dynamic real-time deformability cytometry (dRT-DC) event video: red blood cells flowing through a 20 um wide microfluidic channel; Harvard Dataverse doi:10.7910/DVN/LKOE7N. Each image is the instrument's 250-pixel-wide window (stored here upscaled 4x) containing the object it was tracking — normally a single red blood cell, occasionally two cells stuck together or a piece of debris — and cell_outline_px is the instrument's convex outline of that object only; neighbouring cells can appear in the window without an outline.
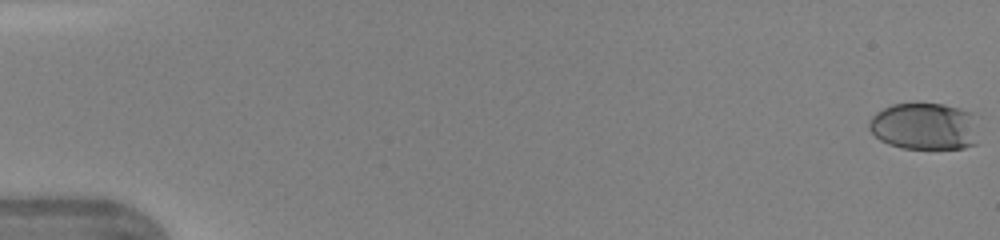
{"species": "human", "species_latin": "Homo sapiens", "temperature_condition": "warm", "stored_images_in_passage": 47, "camera_frame_rate_fps": 3000, "um_per_image_px": 0.085, "donor": {"sex": "female"}, "frame": {"image": 1, "passage_image": 1, "time_ms": 0.0, "image_size_px": [1000, 240], "cell_outline_px": [[976, 144], [964, 148], [904, 148], [888, 144], [880, 140], [868, 128], [868, 120], [876, 112], [892, 104], [944, 104], [960, 108], [972, 112]], "centroid_in_image_um": [78.53, 10.73], "position_along_channel_um": 6.5, "area_um2": 29.77}}
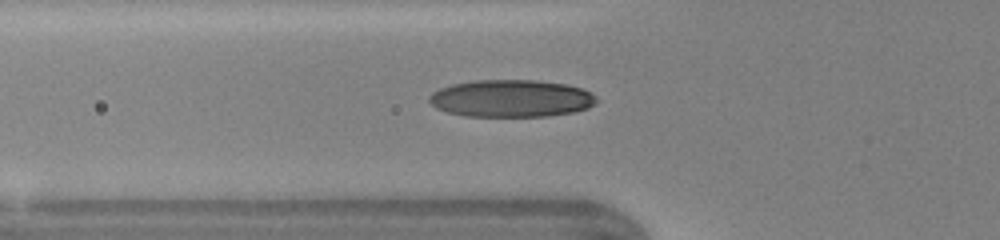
{"frame": {"image": 2, "passage_image": 18, "time_ms": 5.667, "image_size_px": [1000, 240], "cell_outline_px": [[600, 100], [588, 108], [572, 112], [548, 116], [468, 116], [448, 112], [436, 108], [428, 100], [428, 96], [432, 92], [440, 88], [452, 84], [476, 80], [536, 80], [564, 84], [580, 88], [592, 92]], "centroid_in_image_um": [43.46, 8.36], "position_along_channel_um": 82.3, "area_um2": 36.41}}
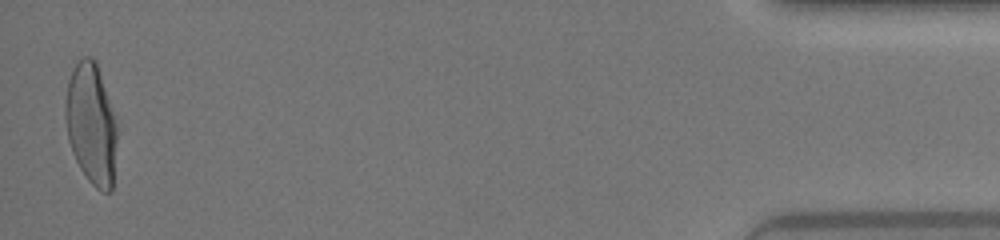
{"frame": {"image": 3, "passage_image": 47, "time_ms": 15.333, "image_size_px": [1000, 240], "cell_outline_px": [[116, 140], [112, 192], [104, 192], [96, 188], [88, 180], [80, 168], [72, 152], [68, 140], [64, 116], [64, 108], [68, 80], [72, 68], [84, 56], [92, 56], [96, 60], [116, 124]], "centroid_in_image_um": [7.72, 10.54], "position_along_channel_um": 427.5, "area_um2": 36.3}, "authors_computed_cell_mechanics": {"area_um2": 34.5644, "velocity_mm_per_s": 4.3837, "shape_relaxation_time_tau1_ms": 3.4861, "shape_relaxation_time_tau2_ms": null, "deformation_change_tau1": 0.1947, "deformation_change_tau2": null}}